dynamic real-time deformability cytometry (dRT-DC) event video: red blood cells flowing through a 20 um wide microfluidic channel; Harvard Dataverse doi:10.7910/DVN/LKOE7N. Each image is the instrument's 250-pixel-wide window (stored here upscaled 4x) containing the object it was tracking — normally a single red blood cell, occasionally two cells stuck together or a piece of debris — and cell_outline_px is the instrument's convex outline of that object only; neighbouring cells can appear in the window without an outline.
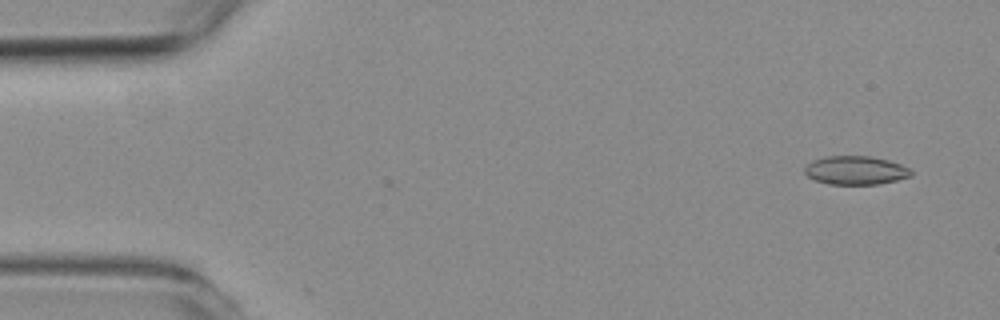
{"species": "common noctule bat (a hibernating species)", "species_latin": "Nyctalus noctula", "temperature_condition": "room temperature", "stored_images_in_passage": 58, "camera_frame_rate_fps": 3000, "um_per_image_px": 0.085, "animal": {"sex": "female", "body_mass_g": 19.3, "forearm_length_mm": 54.1}, "frame": {"image": 1, "passage_image": 4, "time_ms": 1.0, "image_size_px": [1000, 320], "cell_outline_px": [[912, 176], [896, 180], [876, 184], [828, 184], [816, 180], [808, 176], [804, 172], [804, 168], [812, 160], [828, 156], [872, 156], [888, 160], [900, 164], [908, 168], [912, 172]], "centroid_in_image_um": [72.72, 14.47], "position_along_channel_um": 12.3, "area_um2": 17.63}}
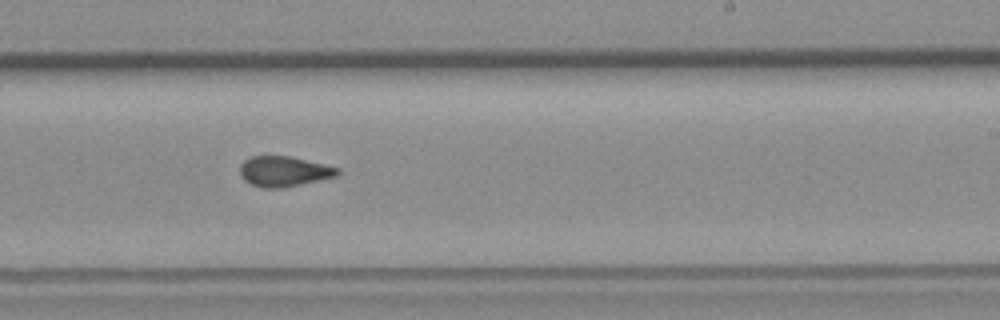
{"frame": {"image": 2, "passage_image": 35, "time_ms": 11.333, "image_size_px": [1000, 320], "cell_outline_px": [[340, 172], [336, 176], [300, 184], [280, 188], [264, 188], [252, 184], [244, 180], [240, 176], [240, 164], [244, 160], [252, 156], [288, 156], [324, 164], [340, 168]], "centroid_in_image_um": [24.11, 14.56], "position_along_channel_um": 264.9, "area_um2": 17.05}}
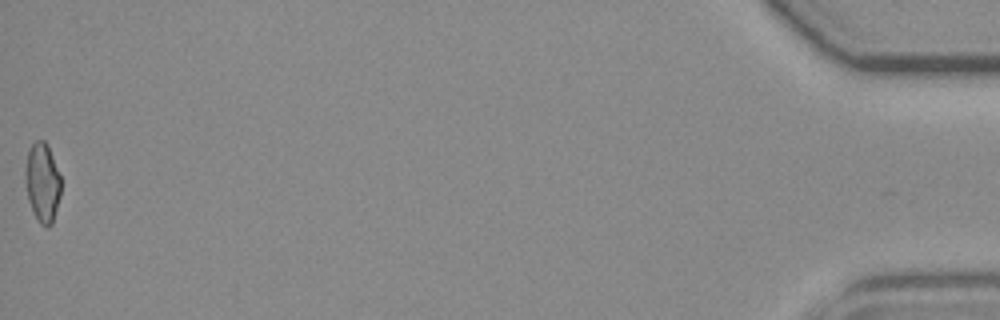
{"frame": {"image": 3, "passage_image": 58, "time_ms": 19.0, "image_size_px": [1000, 320], "cell_outline_px": [[60, 196], [52, 224], [48, 228], [44, 228], [36, 220], [32, 212], [28, 200], [24, 176], [24, 172], [28, 152], [32, 144], [36, 140], [44, 140], [48, 144], [60, 176]], "centroid_in_image_um": [3.59, 15.55], "position_along_channel_um": 431.6, "area_um2": 16.7}, "authors_computed_cell_mechanics": {"area_um2": 17.4556, "velocity_mm_per_s": 3.5791, "shape_relaxation_time_tau1_ms": null, "shape_relaxation_time_tau2_ms": 1.908, "deformation_change_tau1": null, "deformation_change_tau2": 0.09}}